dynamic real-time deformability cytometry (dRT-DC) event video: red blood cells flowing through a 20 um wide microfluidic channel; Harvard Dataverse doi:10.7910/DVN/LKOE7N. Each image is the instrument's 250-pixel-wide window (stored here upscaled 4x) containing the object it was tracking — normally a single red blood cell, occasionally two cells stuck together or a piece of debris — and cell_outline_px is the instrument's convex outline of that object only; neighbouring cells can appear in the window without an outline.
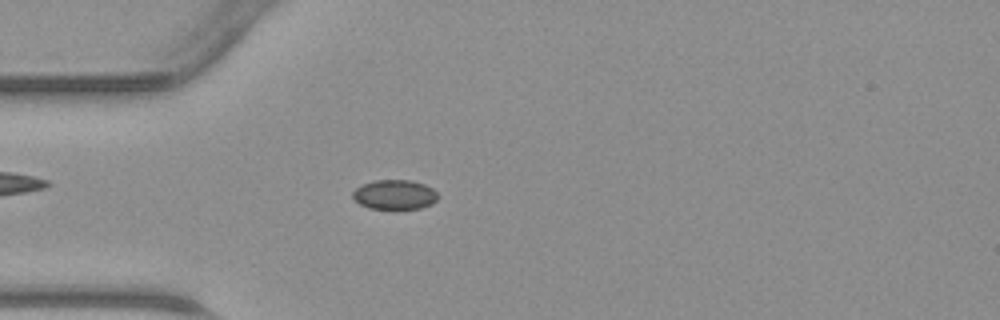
{"species": "common noctule bat (a hibernating species)", "species_latin": "Nyctalus noctula", "temperature_condition": "warm", "stored_images_in_passage": 45, "camera_frame_rate_fps": 3000, "um_per_image_px": 0.085, "animal": {"sex": "male", "body_mass_g": 23.1, "forearm_length_mm": 52.7}, "frame": {"image": 1, "passage_image": 12, "time_ms": 3.667, "image_size_px": [1000, 320], "cell_outline_px": [[440, 196], [432, 204], [420, 208], [396, 212], [368, 208], [360, 204], [352, 196], [352, 192], [360, 184], [376, 180], [412, 180], [424, 184], [432, 188]], "centroid_in_image_um": [33.55, 16.59], "position_along_channel_um": 51.5, "area_um2": 15.43}}
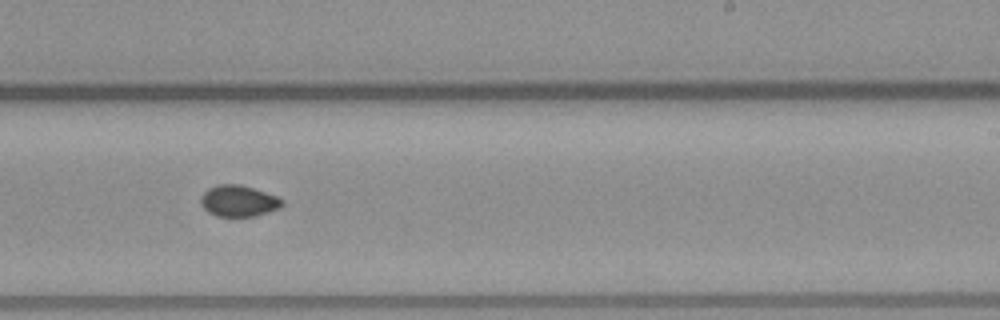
{"frame": {"image": 2, "passage_image": 27, "time_ms": 8.667, "image_size_px": [1000, 320], "cell_outline_px": [[284, 204], [280, 208], [268, 212], [252, 216], [216, 216], [208, 212], [200, 204], [200, 196], [208, 188], [216, 184], [240, 184], [276, 196], [284, 200]], "centroid_in_image_um": [20.25, 17.07], "position_along_channel_um": 268.7, "area_um2": 14.85}}
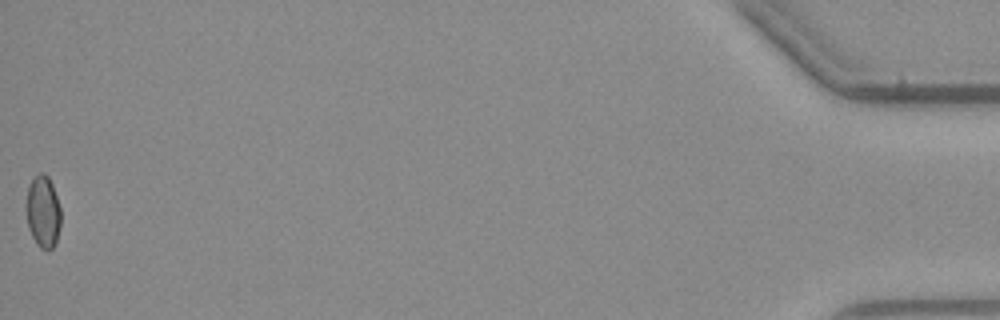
{"frame": {"image": 3, "passage_image": 45, "time_ms": 14.667, "image_size_px": [1000, 320], "cell_outline_px": [[60, 224], [56, 240], [52, 248], [48, 252], [40, 248], [36, 244], [28, 228], [28, 188], [32, 180], [40, 172], [44, 172], [48, 176], [52, 184], [60, 208]], "centroid_in_image_um": [3.68, 18.03], "position_along_channel_um": 431.5, "area_um2": 14.16}}